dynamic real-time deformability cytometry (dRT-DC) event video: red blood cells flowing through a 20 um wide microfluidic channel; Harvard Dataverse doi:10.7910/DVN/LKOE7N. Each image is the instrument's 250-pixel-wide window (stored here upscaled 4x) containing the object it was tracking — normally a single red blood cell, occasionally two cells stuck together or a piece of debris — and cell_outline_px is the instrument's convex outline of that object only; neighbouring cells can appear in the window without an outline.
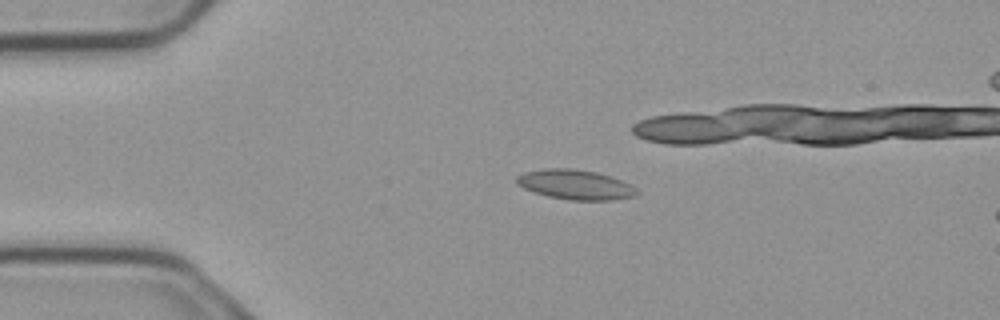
{"species": "common noctule bat (a hibernating species)", "species_latin": "Nyctalus noctula", "temperature_condition": "cold", "stored_images_in_passage": 4, "camera_frame_rate_fps": 3000, "um_per_image_px": 0.085, "animal": {"sex": "male", "body_mass_g": 23.1, "forearm_length_mm": 52.7}, "frame": {"image": 1, "passage_image": 3, "time_ms": 0.667, "image_size_px": [1000, 320], "cell_outline_px": [[640, 192], [636, 196], [612, 200], [568, 200], [548, 196], [524, 188], [516, 184], [516, 176], [524, 172], [544, 168], [572, 168], [596, 172], [612, 176], [636, 188]], "centroid_in_image_um": [48.91, 15.69], "position_along_channel_um": 36.1, "area_um2": 20.92}}